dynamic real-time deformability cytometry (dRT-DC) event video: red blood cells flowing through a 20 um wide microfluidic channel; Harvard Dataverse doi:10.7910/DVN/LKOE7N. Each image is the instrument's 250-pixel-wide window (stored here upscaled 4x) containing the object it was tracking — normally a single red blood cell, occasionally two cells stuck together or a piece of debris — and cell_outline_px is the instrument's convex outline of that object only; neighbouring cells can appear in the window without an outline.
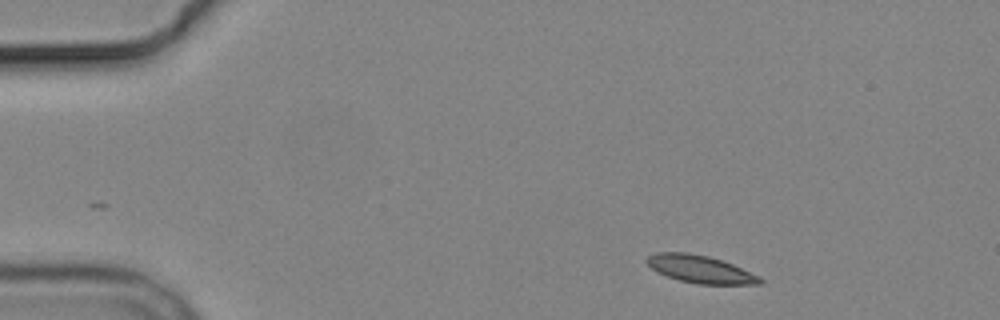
{"species": "common noctule bat (a hibernating species)", "species_latin": "Nyctalus noctula", "temperature_condition": "cold", "stored_images_in_passage": 5, "camera_frame_rate_fps": 3000, "um_per_image_px": 0.085, "animal": {"sex": "male", "body_mass_g": 19.2, "forearm_length_mm": 51.8}, "frame": {"image": 1, "passage_image": 1, "time_ms": 0.0, "image_size_px": [1000, 320], "cell_outline_px": [[764, 284], [700, 284], [680, 280], [656, 272], [644, 260], [648, 256], [656, 252], [688, 252], [708, 256], [732, 264], [760, 276], [764, 280]], "centroid_in_image_um": [59.53, 22.87], "position_along_channel_um": 25.5, "area_um2": 18.15}}
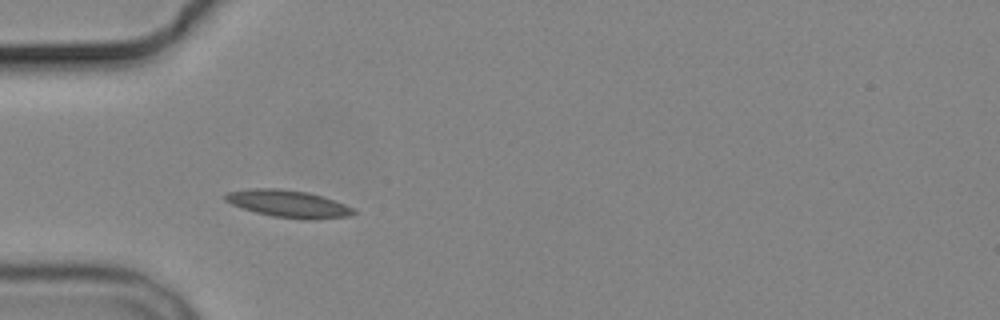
{"frame": {"image": 2, "passage_image": 4, "time_ms": 3.0, "image_size_px": [1000, 320], "cell_outline_px": [[356, 212], [348, 216], [312, 220], [300, 220], [272, 216], [256, 212], [232, 204], [224, 200], [224, 196], [228, 192], [252, 188], [280, 188], [308, 192], [324, 196], [344, 204], [352, 208]], "centroid_in_image_um": [24.52, 17.32], "position_along_channel_um": 60.5, "area_um2": 20.4}}
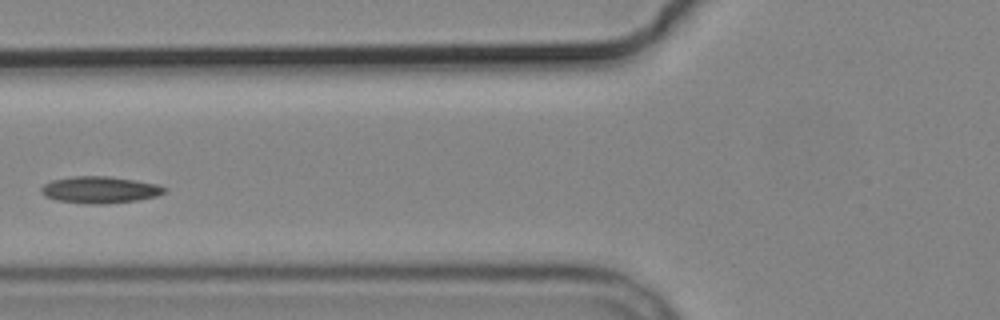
{"frame": {"image": 3, "passage_image": 5, "time_ms": 4.667, "image_size_px": [1000, 320], "cell_outline_px": [[168, 192], [156, 196], [136, 200], [100, 204], [88, 204], [56, 200], [44, 196], [40, 192], [40, 188], [44, 184], [52, 180], [72, 176], [108, 176], [156, 184], [168, 188]], "centroid_in_image_um": [8.46, 16.13], "position_along_channel_um": 117.3, "area_um2": 19.19}}